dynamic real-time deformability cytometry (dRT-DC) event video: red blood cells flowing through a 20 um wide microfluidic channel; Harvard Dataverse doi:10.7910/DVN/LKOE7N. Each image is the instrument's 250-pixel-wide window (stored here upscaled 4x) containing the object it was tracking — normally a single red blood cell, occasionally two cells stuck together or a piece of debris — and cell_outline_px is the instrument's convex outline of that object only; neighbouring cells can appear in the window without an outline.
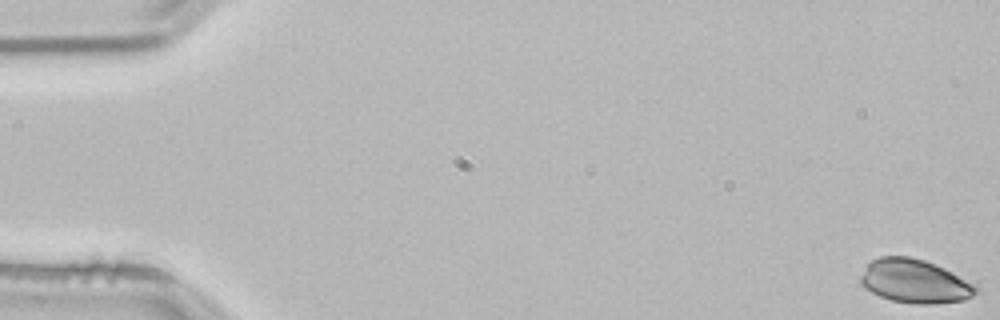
{"species": "common noctule bat (a hibernating species)", "species_latin": "Nyctalus noctula", "temperature_condition": "room temperature", "stored_images_in_passage": 54, "camera_frame_rate_fps": 3000, "um_per_image_px": 0.085, "animal": {"sex": "male", "body_mass_g": 21.5, "forearm_length_mm": 52.0}, "frame": {"image": 1, "passage_image": 1, "time_ms": 0.0, "image_size_px": [1000, 320], "cell_outline_px": [[980, 292], [964, 300], [932, 304], [916, 304], [892, 300], [880, 296], [864, 288], [860, 284], [860, 276], [868, 264], [872, 260], [880, 256], [908, 256], [924, 260], [944, 268], [976, 284], [980, 288]], "centroid_in_image_um": [77.78, 23.91], "position_along_channel_um": 7.2, "area_um2": 29.48}}
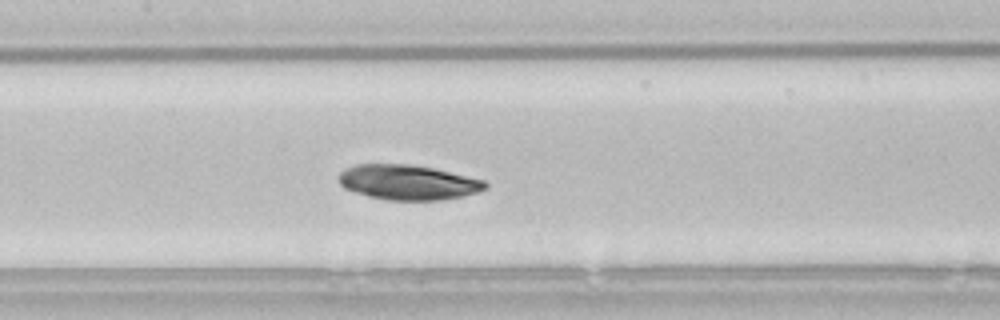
{"frame": {"image": 2, "passage_image": 26, "time_ms": 8.333, "image_size_px": [1000, 320], "cell_outline_px": [[488, 188], [464, 196], [440, 200], [388, 200], [368, 196], [344, 188], [340, 184], [340, 172], [344, 168], [356, 164], [412, 164], [432, 168], [484, 180], [488, 184]], "centroid_in_image_um": [34.67, 15.49], "position_along_channel_um": 172.7, "area_um2": 29.77}}
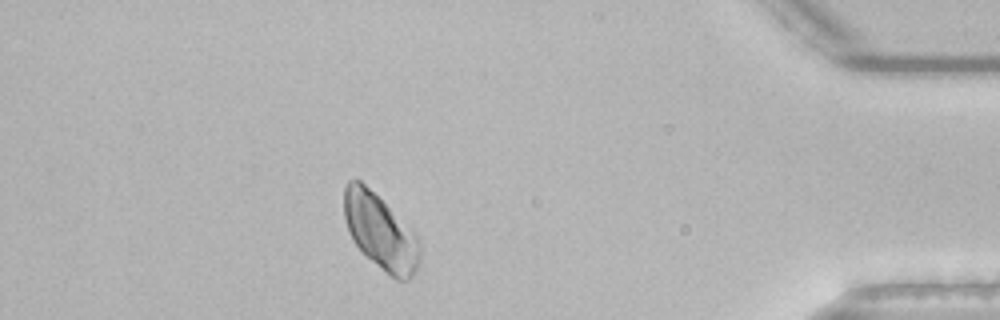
{"frame": {"image": 3, "passage_image": 48, "time_ms": 15.667, "image_size_px": [1000, 320], "cell_outline_px": [[420, 264], [412, 276], [408, 280], [396, 280], [360, 252], [352, 240], [348, 232], [344, 216], [344, 188], [348, 180], [360, 180], [420, 240]], "centroid_in_image_um": [32.3, 19.77], "position_along_channel_um": 402.9, "area_um2": 32.66}}